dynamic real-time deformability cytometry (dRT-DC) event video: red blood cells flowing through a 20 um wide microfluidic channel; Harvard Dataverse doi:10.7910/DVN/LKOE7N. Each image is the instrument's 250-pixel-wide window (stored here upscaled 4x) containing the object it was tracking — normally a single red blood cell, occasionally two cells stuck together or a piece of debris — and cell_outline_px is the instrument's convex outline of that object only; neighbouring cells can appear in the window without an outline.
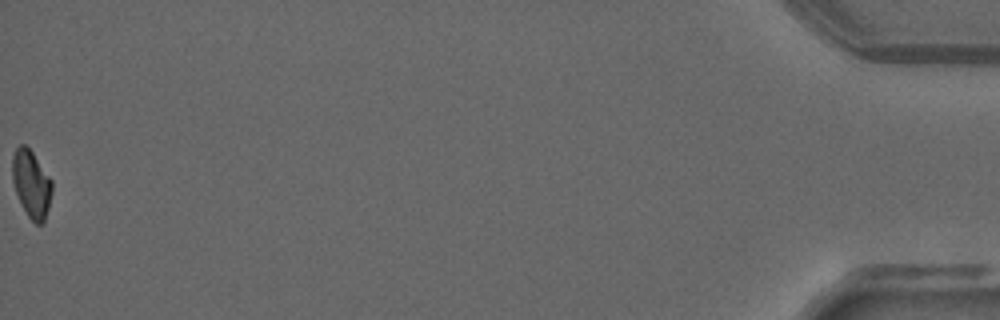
{"species": "common noctule bat (a hibernating species)", "species_latin": "Nyctalus noctula", "temperature_condition": "warm", "stored_images_in_passage": 39, "camera_frame_rate_fps": 3000, "um_per_image_px": 0.085, "animal": {"sex": "male", "forearm_length_mm": 52.5}, "frame": {"image": 1, "passage_image": 39, "time_ms": 12.667, "image_size_px": [1000, 320], "cell_outline_px": [[52, 192], [48, 208], [44, 220], [40, 224], [36, 224], [28, 216], [16, 192], [12, 180], [12, 156], [16, 148], [20, 144], [24, 144], [32, 152], [52, 180]], "centroid_in_image_um": [2.66, 15.61], "position_along_channel_um": 432.5, "area_um2": 15.32}, "authors_computed_cell_mechanics": {"area_um2": 16.8198, "velocity_mm_per_s": 3.838, "shape_relaxation_time_tau1_ms": null, "shape_relaxation_time_tau2_ms": 7.5027, "deformation_change_tau1": null, "deformation_change_tau2": 0.1407}}